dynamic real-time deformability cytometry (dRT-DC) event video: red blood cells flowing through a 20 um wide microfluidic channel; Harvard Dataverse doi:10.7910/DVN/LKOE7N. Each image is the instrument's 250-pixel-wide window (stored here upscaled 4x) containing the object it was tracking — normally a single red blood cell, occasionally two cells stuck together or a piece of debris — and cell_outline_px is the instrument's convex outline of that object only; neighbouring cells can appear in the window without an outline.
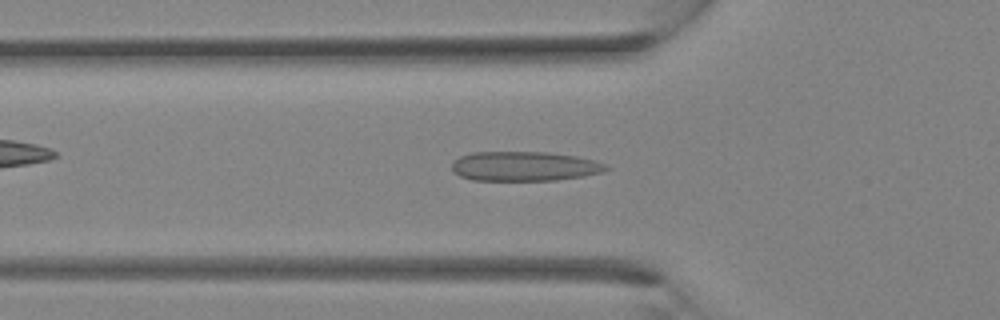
{"species": "Egyptian fruit bat (a non-hibernating species)", "species_latin": "Rousettus aegyptiacus", "temperature_condition": "room temperature", "stored_images_in_passage": 26, "camera_frame_rate_fps": 3000, "um_per_image_px": 0.085, "animal": {"sex": "female"}, "frame": {"image": 1, "passage_image": 4, "time_ms": 1.0, "image_size_px": [1000, 320], "cell_outline_px": [[612, 168], [604, 172], [584, 176], [556, 180], [472, 180], [460, 176], [452, 172], [452, 164], [460, 156], [472, 152], [548, 152], [576, 156], [608, 164]], "centroid_in_image_um": [44.61, 14.13], "position_along_channel_um": 81.2, "area_um2": 26.7}}
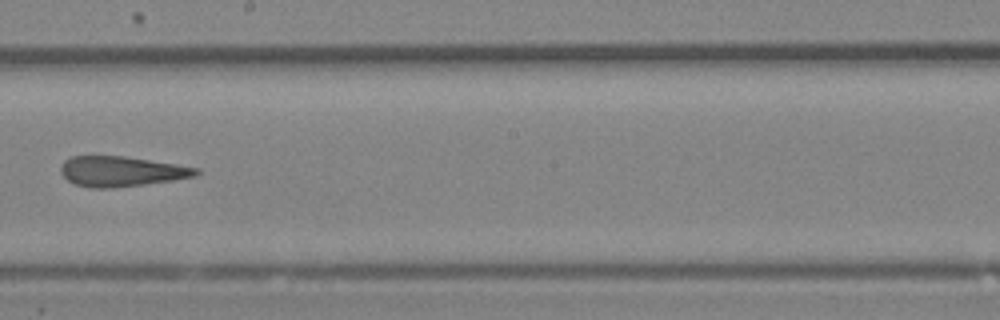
{"frame": {"image": 2, "passage_image": 12, "time_ms": 3.667, "image_size_px": [1000, 320], "cell_outline_px": [[200, 172], [196, 176], [172, 180], [116, 188], [88, 188], [72, 184], [60, 172], [60, 164], [64, 160], [72, 156], [124, 156], [176, 164], [200, 168]], "centroid_in_image_um": [10.28, 14.57], "position_along_channel_um": 237.9, "area_um2": 23.99}}
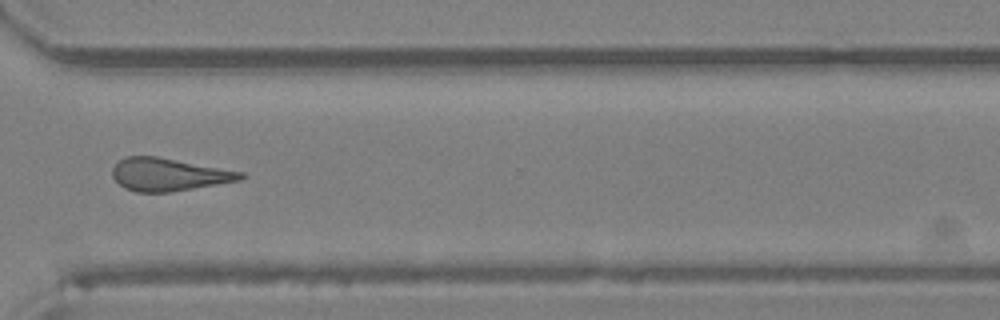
{"frame": {"image": 3, "passage_image": 18, "time_ms": 5.667, "image_size_px": [1000, 320], "cell_outline_px": [[248, 176], [240, 180], [172, 192], [136, 192], [124, 188], [112, 176], [112, 168], [124, 156], [156, 156], [244, 172]], "centroid_in_image_um": [14.34, 14.83], "position_along_channel_um": 356.3, "area_um2": 24.45}}